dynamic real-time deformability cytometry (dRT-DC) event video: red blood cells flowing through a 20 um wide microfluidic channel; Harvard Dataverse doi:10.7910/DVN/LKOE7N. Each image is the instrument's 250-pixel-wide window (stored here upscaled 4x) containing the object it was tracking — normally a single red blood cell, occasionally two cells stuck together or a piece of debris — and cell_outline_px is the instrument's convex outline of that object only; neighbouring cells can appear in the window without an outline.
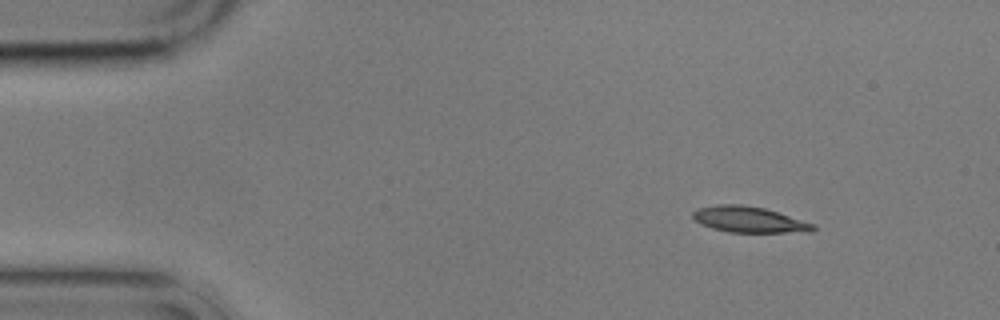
{"species": "common noctule bat (a hibernating species)", "species_latin": "Nyctalus noctula", "temperature_condition": "cold", "stored_images_in_passage": 2, "camera_frame_rate_fps": 3000, "um_per_image_px": 0.085, "animal": {"sex": "male", "body_mass_g": 17.9}, "frame": {"image": 1, "passage_image": 2, "time_ms": 2.333, "image_size_px": [1000, 320], "cell_outline_px": [[816, 228], [812, 232], [728, 232], [712, 228], [696, 220], [692, 216], [692, 212], [696, 208], [716, 204], [744, 204], [764, 208], [816, 224]], "centroid_in_image_um": [63.68, 18.65], "position_along_channel_um": 21.3, "area_um2": 18.21}}